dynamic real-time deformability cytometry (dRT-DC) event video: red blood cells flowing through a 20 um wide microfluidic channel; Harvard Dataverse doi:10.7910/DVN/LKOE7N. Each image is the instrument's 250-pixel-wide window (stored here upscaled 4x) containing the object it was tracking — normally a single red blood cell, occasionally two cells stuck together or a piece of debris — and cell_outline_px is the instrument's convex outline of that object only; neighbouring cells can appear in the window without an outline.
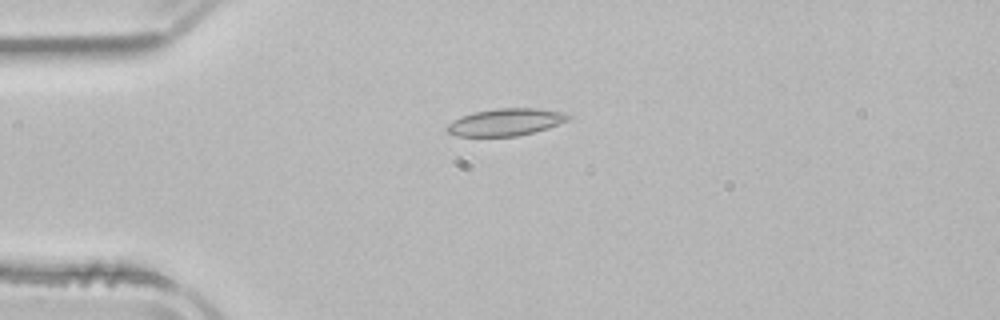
{"species": "common noctule bat (a hibernating species)", "species_latin": "Nyctalus noctula", "temperature_condition": "room temperature", "stored_images_in_passage": 44, "camera_frame_rate_fps": 3000, "um_per_image_px": 0.085, "animal": {"sex": "male", "body_mass_g": 21.5, "forearm_length_mm": 52.0}, "frame": {"image": 1, "passage_image": 5, "time_ms": 1.333, "image_size_px": [1000, 320], "cell_outline_px": [[572, 116], [568, 120], [548, 128], [516, 136], [456, 136], [448, 132], [444, 128], [452, 120], [460, 116], [472, 112], [496, 108], [540, 108], [564, 112]], "centroid_in_image_um": [42.96, 10.37], "position_along_channel_um": 42.0, "area_um2": 19.36}}
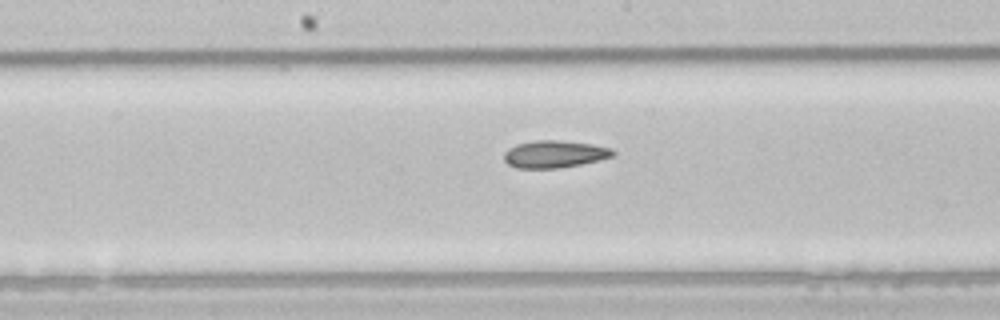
{"frame": {"image": 2, "passage_image": 19, "time_ms": 6.0, "image_size_px": [1000, 320], "cell_outline_px": [[616, 152], [612, 156], [600, 160], [560, 168], [516, 168], [508, 164], [504, 160], [504, 152], [508, 148], [516, 144], [536, 140], [556, 140], [592, 144], [612, 148]], "centroid_in_image_um": [47.12, 13.1], "position_along_channel_um": 201.1, "area_um2": 17.34}}
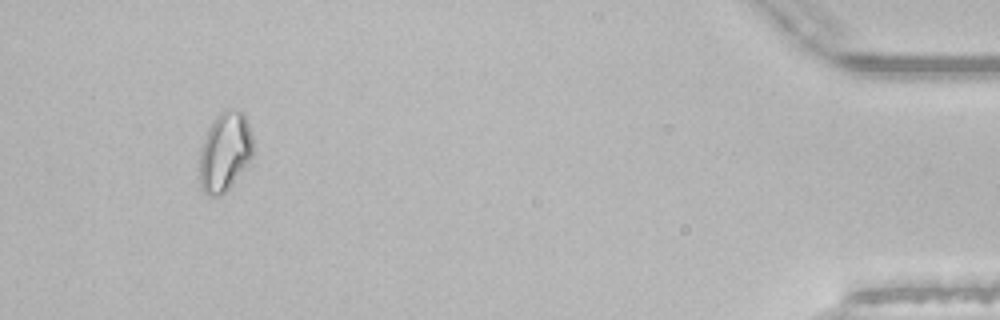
{"frame": {"image": 3, "passage_image": 41, "time_ms": 13.333, "image_size_px": [1000, 320], "cell_outline_px": [[252, 156], [228, 188], [220, 196], [208, 196], [200, 188], [200, 152], [204, 136], [216, 116], [220, 112], [228, 108], [240, 108], [244, 112], [252, 136]], "centroid_in_image_um": [19.1, 12.86], "position_along_channel_um": 416.1, "area_um2": 24.57}}